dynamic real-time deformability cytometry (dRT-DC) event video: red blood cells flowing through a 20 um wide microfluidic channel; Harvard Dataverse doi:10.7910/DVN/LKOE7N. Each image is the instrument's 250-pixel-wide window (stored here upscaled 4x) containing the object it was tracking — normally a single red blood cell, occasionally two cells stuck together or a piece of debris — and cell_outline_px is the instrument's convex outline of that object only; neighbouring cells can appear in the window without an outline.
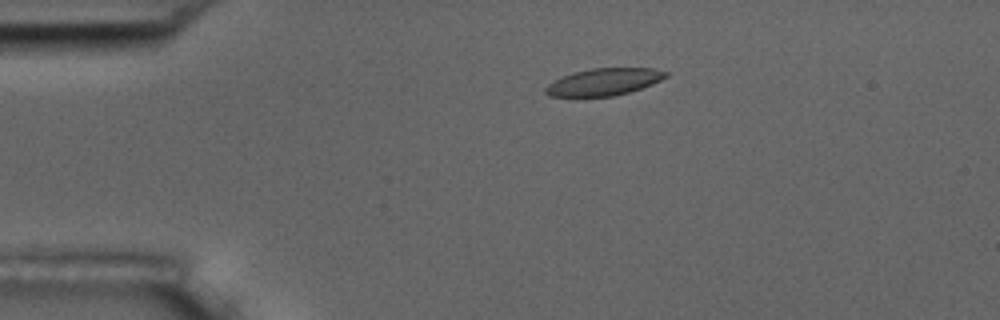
{"species": "common noctule bat (a hibernating species)", "species_latin": "Nyctalus noctula", "temperature_condition": "room temperature", "stored_images_in_passage": 4, "camera_frame_rate_fps": 3000, "um_per_image_px": 0.085, "animal": {"sex": "male", "body_mass_g": 17.5, "forearm_length_mm": 52.3}, "frame": {"image": 1, "passage_image": 2, "time_ms": 0.333, "image_size_px": [1000, 320], "cell_outline_px": [[668, 76], [652, 84], [628, 92], [612, 96], [548, 96], [544, 92], [544, 88], [548, 84], [564, 76], [576, 72], [592, 68], [652, 68], [668, 72]], "centroid_in_image_um": [51.34, 6.96], "position_along_channel_um": 33.7, "area_um2": 18.67}}
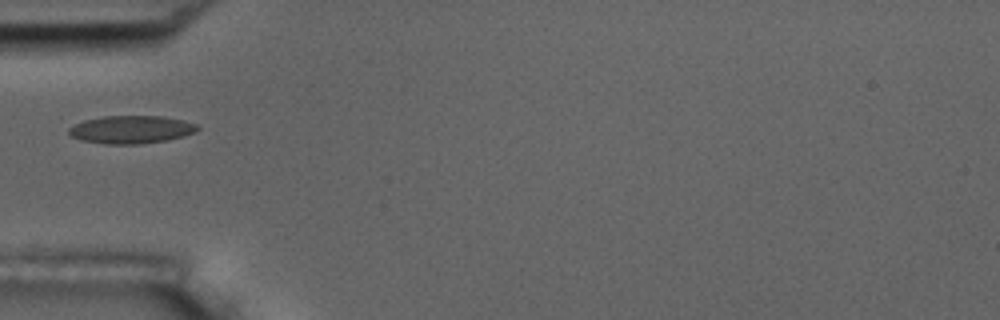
{"frame": {"image": 2, "passage_image": 4, "time_ms": 1.0, "image_size_px": [1000, 320], "cell_outline_px": [[200, 128], [196, 132], [184, 136], [168, 140], [140, 144], [104, 144], [80, 140], [72, 136], [68, 132], [68, 128], [84, 120], [104, 116], [164, 116], [184, 120], [196, 124]], "centroid_in_image_um": [11.18, 11.01], "position_along_channel_um": 73.8, "area_um2": 21.04}}